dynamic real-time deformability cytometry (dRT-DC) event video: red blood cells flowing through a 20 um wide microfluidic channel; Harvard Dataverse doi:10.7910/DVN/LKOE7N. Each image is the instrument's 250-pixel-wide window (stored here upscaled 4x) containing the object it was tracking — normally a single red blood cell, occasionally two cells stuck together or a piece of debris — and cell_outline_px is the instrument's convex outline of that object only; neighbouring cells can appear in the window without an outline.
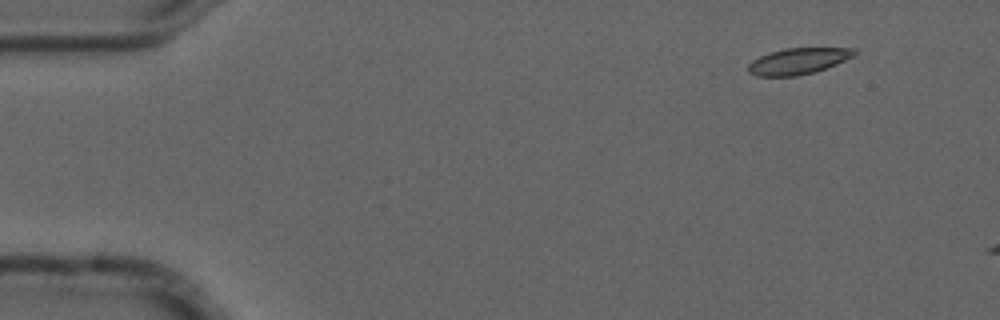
{"species": "common noctule bat (a hibernating species)", "species_latin": "Nyctalus noctula", "temperature_condition": "cold", "stored_images_in_passage": 6, "segment_of_instrument_passage": [2, 2], "camera_frame_rate_fps": 3000, "um_per_image_px": 0.085, "animal": {"sex": "male", "forearm_length_mm": 52.5}, "frame": {"image": 1, "passage_image": 6, "time_ms": 1.667, "image_size_px": [1000, 320], "cell_outline_px": [[860, 52], [836, 64], [812, 72], [796, 76], [756, 76], [748, 72], [748, 64], [752, 60], [768, 52], [784, 48], [856, 48]], "centroid_in_image_um": [67.82, 5.18], "position_along_channel_um": 17.2, "area_um2": 16.18}}